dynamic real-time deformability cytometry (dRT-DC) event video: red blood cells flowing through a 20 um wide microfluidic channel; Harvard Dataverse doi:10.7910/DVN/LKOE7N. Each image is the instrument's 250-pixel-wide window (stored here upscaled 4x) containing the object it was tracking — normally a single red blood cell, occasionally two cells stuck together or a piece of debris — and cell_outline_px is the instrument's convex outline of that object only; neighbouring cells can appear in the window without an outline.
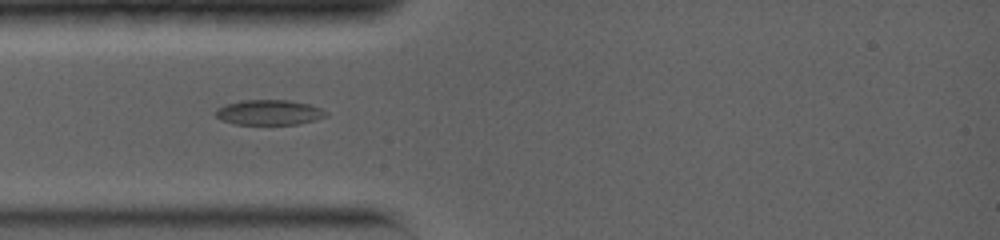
{"species": "common noctule bat (a hibernating species)", "species_latin": "Nyctalus noctula", "temperature_condition": "warm", "stored_images_in_passage": 31, "camera_frame_rate_fps": 5000, "um_per_image_px": 0.085, "animal": {"sex": "female", "body_mass_g": 19.0, "forearm_length_mm": 56.7}, "frame": {"image": 1, "passage_image": 1, "time_ms": 0.0, "image_size_px": [1000, 240], "cell_outline_px": [[328, 116], [316, 120], [300, 124], [236, 124], [220, 120], [216, 116], [216, 108], [224, 104], [244, 100], [288, 100], [308, 104], [320, 108], [328, 112]], "centroid_in_image_um": [22.88, 9.56], "position_along_channel_um": 62.1, "area_um2": 16.24}}
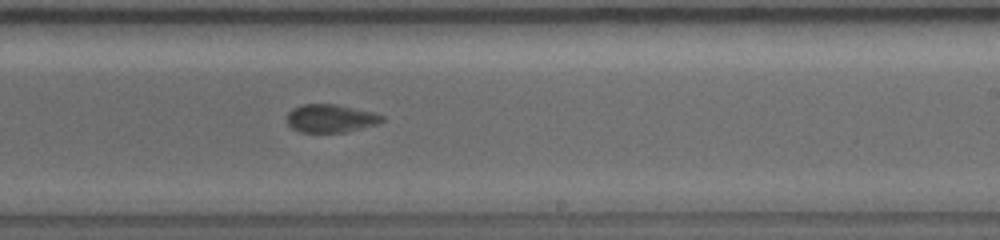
{"frame": {"image": 2, "passage_image": 13, "time_ms": 5.0, "image_size_px": [1000, 240], "cell_outline_px": [[384, 120], [376, 124], [344, 132], [300, 132], [292, 128], [288, 124], [288, 112], [292, 108], [300, 104], [336, 104], [372, 112], [384, 116]], "centroid_in_image_um": [28.07, 10.05], "position_along_channel_um": 260.9, "area_um2": 15.43}}
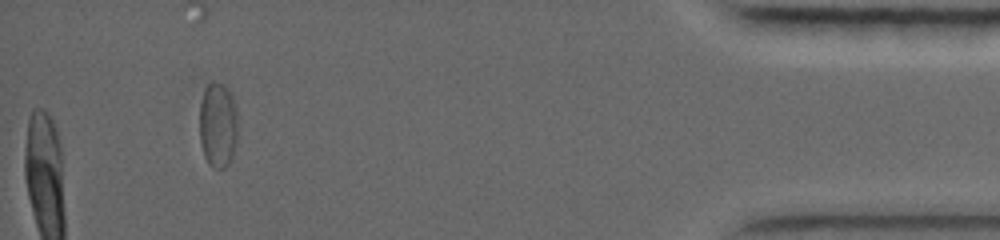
{"frame": {"image": 3, "passage_image": 27, "time_ms": 10.8, "image_size_px": [1000, 240], "cell_outline_px": [[236, 140], [232, 156], [228, 164], [224, 168], [212, 168], [208, 164], [204, 156], [200, 140], [200, 104], [204, 92], [208, 84], [212, 80], [220, 84], [232, 96], [236, 112]], "centroid_in_image_um": [18.5, 10.67], "position_along_channel_um": 416.7, "area_um2": 18.67}}